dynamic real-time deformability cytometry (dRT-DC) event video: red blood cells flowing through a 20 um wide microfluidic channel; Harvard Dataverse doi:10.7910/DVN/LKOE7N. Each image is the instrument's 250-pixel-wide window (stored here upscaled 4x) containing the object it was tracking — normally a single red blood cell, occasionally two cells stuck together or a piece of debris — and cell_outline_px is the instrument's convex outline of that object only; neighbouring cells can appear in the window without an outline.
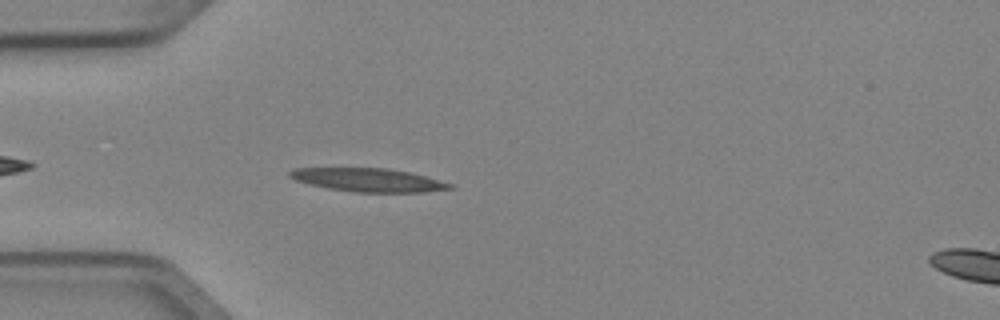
{"species": "Egyptian fruit bat (a non-hibernating species)", "species_latin": "Rousettus aegyptiacus", "temperature_condition": "cold", "stored_images_in_passage": 1, "camera_frame_rate_fps": 3000, "um_per_image_px": 0.085, "animal": {"sex": "female"}, "frame": {"image": 1, "passage_image": 1, "time_ms": 0.0, "image_size_px": [1000, 320], "cell_outline_px": [[456, 188], [424, 192], [356, 192], [328, 188], [296, 180], [288, 176], [288, 172], [296, 168], [388, 168], [412, 172], [452, 184]], "centroid_in_image_um": [31.35, 15.29], "position_along_channel_um": 53.6, "area_um2": 21.73}}